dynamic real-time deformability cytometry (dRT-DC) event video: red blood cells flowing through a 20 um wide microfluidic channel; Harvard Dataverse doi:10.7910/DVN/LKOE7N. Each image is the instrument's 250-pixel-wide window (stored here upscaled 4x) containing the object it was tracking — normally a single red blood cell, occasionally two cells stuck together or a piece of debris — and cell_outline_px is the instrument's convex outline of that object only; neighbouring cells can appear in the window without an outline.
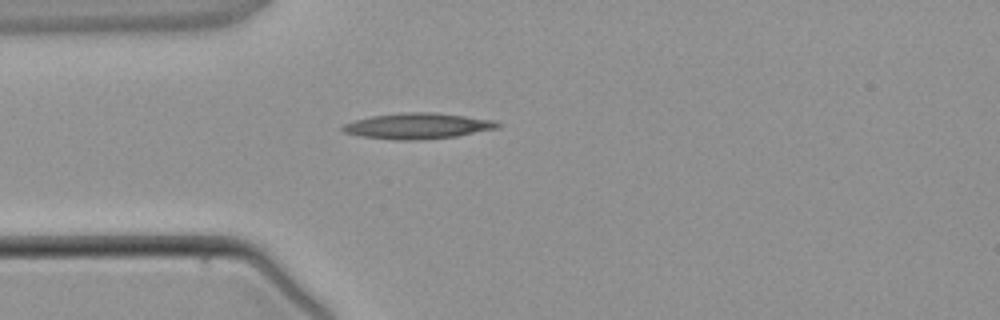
{"species": "common noctule bat (a hibernating species)", "species_latin": "Nyctalus noctula", "temperature_condition": "warm", "stored_images_in_passage": 1, "camera_frame_rate_fps": 3000, "um_per_image_px": 0.085, "animal": {"sex": "male", "body_mass_g": 21.5, "forearm_length_mm": 52.0}, "frame": {"image": 1, "passage_image": 1, "time_ms": 0.0, "image_size_px": [1000, 320], "cell_outline_px": [[504, 124], [500, 128], [456, 136], [424, 140], [396, 140], [360, 136], [344, 132], [340, 128], [344, 124], [356, 120], [372, 116], [404, 112], [432, 112], [496, 120]], "centroid_in_image_um": [35.56, 10.71], "position_along_channel_um": 49.4, "area_um2": 23.41}}